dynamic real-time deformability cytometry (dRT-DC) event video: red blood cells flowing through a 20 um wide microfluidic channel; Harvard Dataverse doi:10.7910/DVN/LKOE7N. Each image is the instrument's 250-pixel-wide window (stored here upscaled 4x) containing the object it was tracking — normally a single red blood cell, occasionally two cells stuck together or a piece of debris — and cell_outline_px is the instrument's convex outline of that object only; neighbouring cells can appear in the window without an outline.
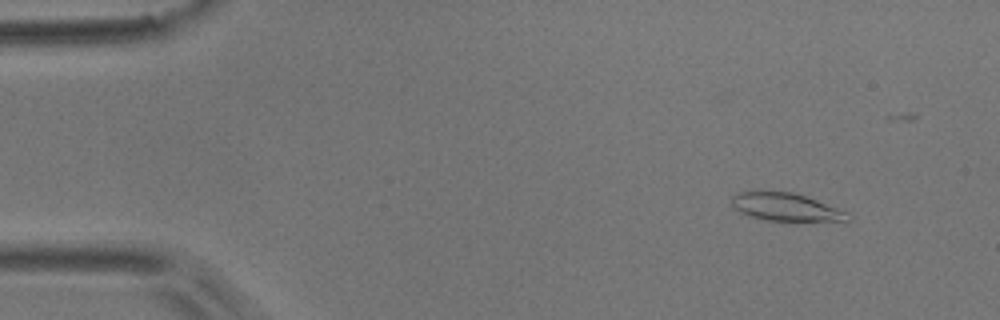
{"species": "common noctule bat (a hibernating species)", "species_latin": "Nyctalus noctula", "temperature_condition": "room temperature", "stored_images_in_passage": 4, "camera_frame_rate_fps": 3000, "um_per_image_px": 0.085, "animal": {"sex": "male", "body_mass_g": 17.9}, "frame": {"image": 1, "passage_image": 2, "time_ms": 0.333, "image_size_px": [1000, 320], "cell_outline_px": [[852, 220], [768, 220], [748, 216], [732, 208], [732, 196], [740, 192], [792, 192], [816, 200], [848, 212], [852, 216]], "centroid_in_image_um": [66.77, 17.6], "position_along_channel_um": 18.2, "area_um2": 18.38}}